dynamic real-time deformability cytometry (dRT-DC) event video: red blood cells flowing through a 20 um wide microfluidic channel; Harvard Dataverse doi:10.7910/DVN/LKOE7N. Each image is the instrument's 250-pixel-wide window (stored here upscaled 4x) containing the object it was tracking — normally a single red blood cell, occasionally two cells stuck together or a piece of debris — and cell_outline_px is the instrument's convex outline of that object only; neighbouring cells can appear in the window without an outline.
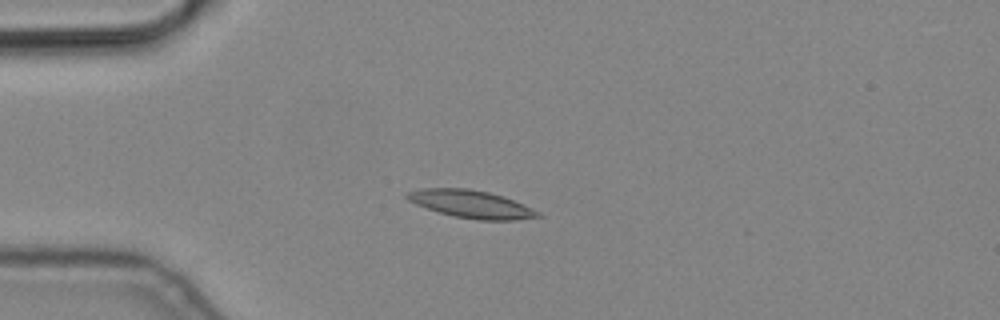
{"species": "common noctule bat (a hibernating species)", "species_latin": "Nyctalus noctula", "temperature_condition": "cold", "stored_images_in_passage": 10, "camera_frame_rate_fps": 3000, "um_per_image_px": 0.085, "animal": {"sex": "male", "body_mass_g": 19.2, "forearm_length_mm": 51.8}, "frame": {"image": 1, "passage_image": 4, "time_ms": 1.0, "image_size_px": [1000, 320], "cell_outline_px": [[544, 216], [512, 220], [476, 220], [452, 216], [416, 204], [408, 200], [404, 196], [408, 192], [420, 188], [468, 188], [488, 192], [504, 196], [540, 212]], "centroid_in_image_um": [40.05, 17.35], "position_along_channel_um": 45.0, "area_um2": 21.04}}
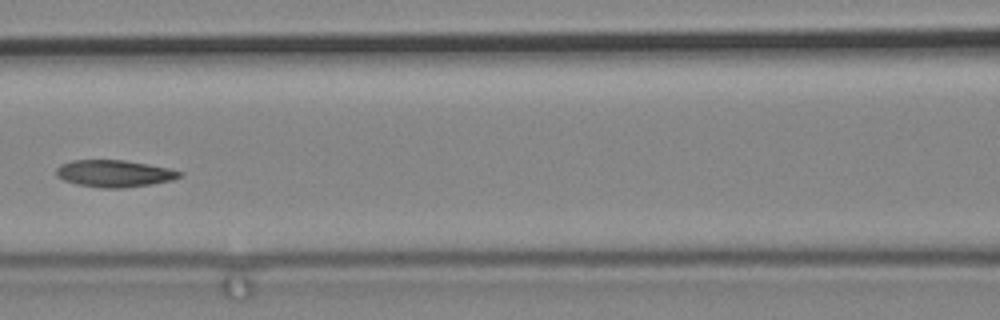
{"frame": {"image": 2, "passage_image": 7, "time_ms": 2.0, "image_size_px": [1000, 320], "cell_outline_px": [[184, 172], [180, 176], [172, 180], [124, 188], [100, 188], [76, 184], [64, 180], [56, 176], [56, 168], [60, 164], [72, 160], [124, 160], [148, 164], [168, 168]], "centroid_in_image_um": [9.67, 14.74], "position_along_channel_um": 156.9, "area_um2": 19.36}}
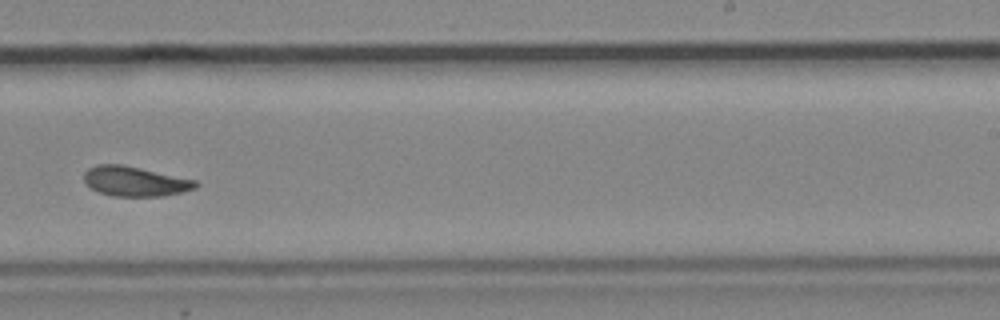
{"frame": {"image": 3, "passage_image": 10, "time_ms": 3.0, "image_size_px": [1000, 320], "cell_outline_px": [[200, 184], [196, 188], [164, 196], [112, 196], [100, 192], [92, 188], [84, 180], [84, 172], [88, 168], [96, 164], [120, 164], [140, 168], [196, 180]], "centroid_in_image_um": [11.48, 15.41], "position_along_channel_um": 277.5, "area_um2": 19.25}}